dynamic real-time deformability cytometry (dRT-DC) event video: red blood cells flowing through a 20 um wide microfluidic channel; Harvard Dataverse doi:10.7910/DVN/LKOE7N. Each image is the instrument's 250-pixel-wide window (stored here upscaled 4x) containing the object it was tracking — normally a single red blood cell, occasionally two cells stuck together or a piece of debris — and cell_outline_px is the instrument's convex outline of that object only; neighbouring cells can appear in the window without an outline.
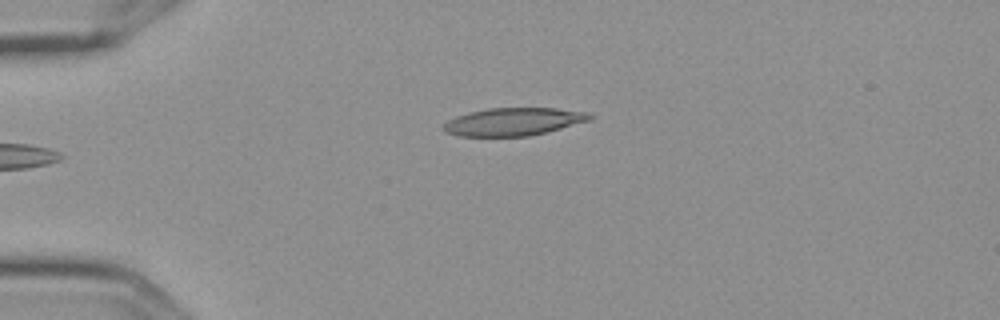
{"species": "Egyptian fruit bat (a non-hibernating species)", "species_latin": "Rousettus aegyptiacus", "temperature_condition": "cold", "stored_images_in_passage": 5, "camera_frame_rate_fps": 3000, "um_per_image_px": 0.085, "frame": {"image": 1, "passage_image": 5, "time_ms": 1.333, "image_size_px": [1000, 320], "cell_outline_px": [[592, 120], [528, 136], [460, 136], [444, 132], [440, 128], [448, 120], [456, 116], [468, 112], [488, 108], [556, 108], [592, 112]], "centroid_in_image_um": [43.64, 10.33], "position_along_channel_um": 41.4, "area_um2": 23.81}}